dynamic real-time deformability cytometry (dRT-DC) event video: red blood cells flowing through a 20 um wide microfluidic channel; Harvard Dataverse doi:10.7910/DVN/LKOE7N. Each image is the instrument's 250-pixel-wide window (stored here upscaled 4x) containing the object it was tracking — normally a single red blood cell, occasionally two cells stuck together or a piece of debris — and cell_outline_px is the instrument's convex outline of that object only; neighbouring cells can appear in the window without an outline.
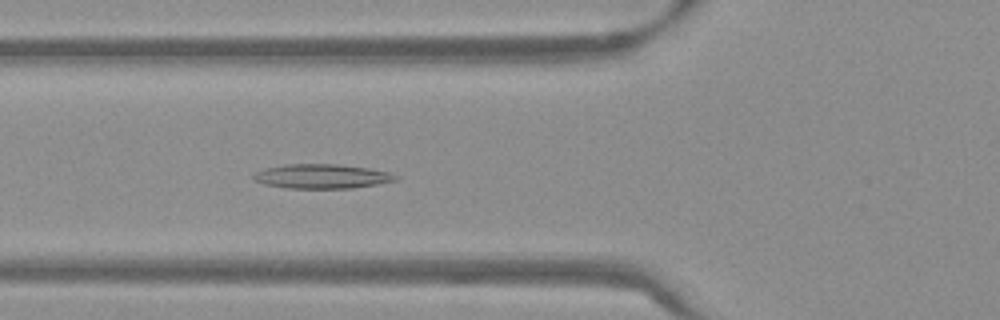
{"species": "Egyptian fruit bat (a non-hibernating species)", "species_latin": "Rousettus aegyptiacus", "temperature_condition": "warm", "stored_images_in_passage": 52, "camera_frame_rate_fps": 3000, "um_per_image_px": 0.085, "frame": {"image": 1, "passage_image": 19, "time_ms": 6.0, "image_size_px": [1000, 320], "cell_outline_px": [[400, 176], [396, 180], [376, 184], [352, 188], [288, 188], [264, 184], [252, 180], [252, 176], [256, 172], [264, 168], [284, 164], [336, 164], [368, 168], [392, 172]], "centroid_in_image_um": [27.35, 14.98], "position_along_channel_um": 98.5, "area_um2": 20.29}}
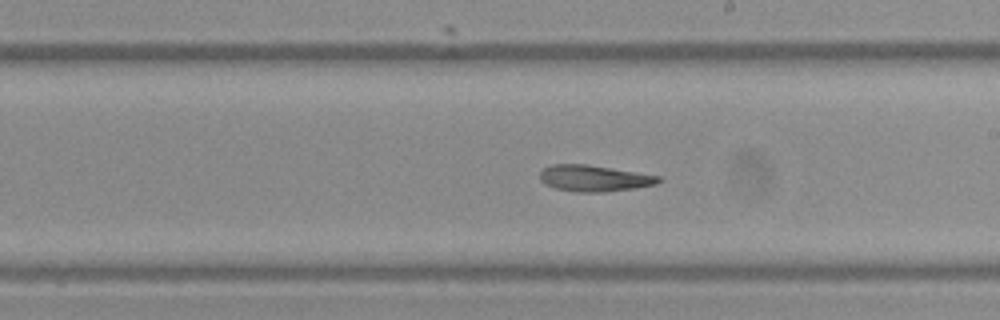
{"frame": {"image": 2, "passage_image": 30, "time_ms": 9.667, "image_size_px": [1000, 320], "cell_outline_px": [[664, 180], [656, 184], [636, 188], [604, 192], [576, 192], [556, 188], [544, 184], [540, 180], [540, 172], [544, 168], [552, 164], [588, 164], [660, 176]], "centroid_in_image_um": [50.51, 15.15], "position_along_channel_um": 238.5, "area_um2": 18.26}}
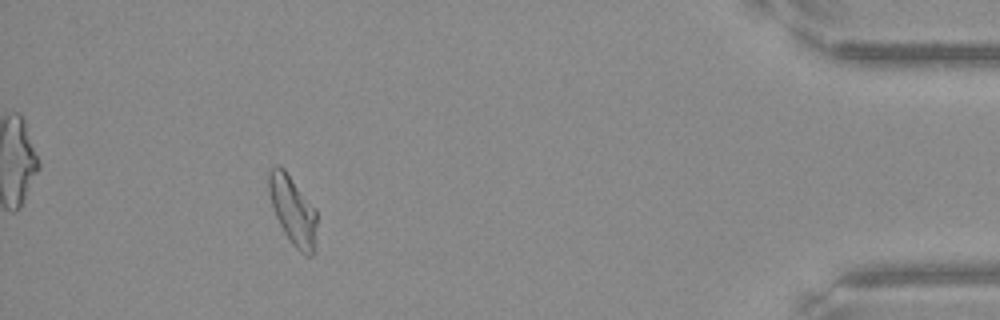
{"frame": {"image": 3, "passage_image": 48, "time_ms": 15.667, "image_size_px": [1000, 320], "cell_outline_px": [[316, 248], [312, 256], [304, 256], [292, 244], [284, 232], [276, 216], [268, 192], [268, 168], [276, 164], [284, 168], [316, 208]], "centroid_in_image_um": [24.9, 17.87], "position_along_channel_um": 410.3, "area_um2": 19.59}, "authors_computed_cell_mechanics": {"area_um2": 19.652, "velocity_mm_per_s": 3.8054, "shape_relaxation_time_tau1_ms": null, "shape_relaxation_time_tau2_ms": 6.3822, "deformation_change_tau1": null, "deformation_change_tau2": 0.1557}}